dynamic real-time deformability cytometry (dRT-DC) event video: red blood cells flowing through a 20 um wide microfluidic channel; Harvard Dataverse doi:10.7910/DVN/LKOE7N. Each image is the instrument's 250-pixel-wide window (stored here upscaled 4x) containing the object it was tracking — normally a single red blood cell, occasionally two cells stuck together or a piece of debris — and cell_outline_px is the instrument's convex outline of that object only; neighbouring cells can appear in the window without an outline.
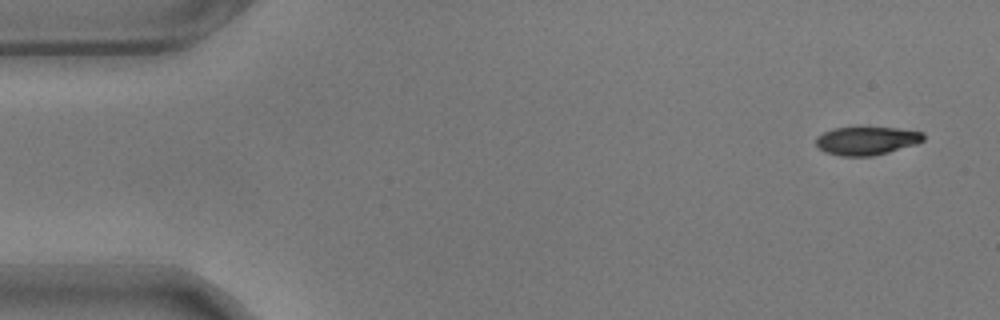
{"species": "common noctule bat (a hibernating species)", "species_latin": "Nyctalus noctula", "temperature_condition": "warm", "stored_images_in_passage": 55, "camera_frame_rate_fps": 3000, "um_per_image_px": 0.085, "animal": {"sex": "male", "body_mass_g": 17.9}, "frame": {"image": 1, "passage_image": 1, "time_ms": 0.0, "image_size_px": [1000, 320], "cell_outline_px": [[924, 140], [916, 144], [888, 152], [872, 156], [840, 156], [824, 152], [816, 144], [816, 136], [832, 128], [896, 128], [924, 132]], "centroid_in_image_um": [73.65, 11.97], "position_along_channel_um": 11.3, "area_um2": 17.63}}
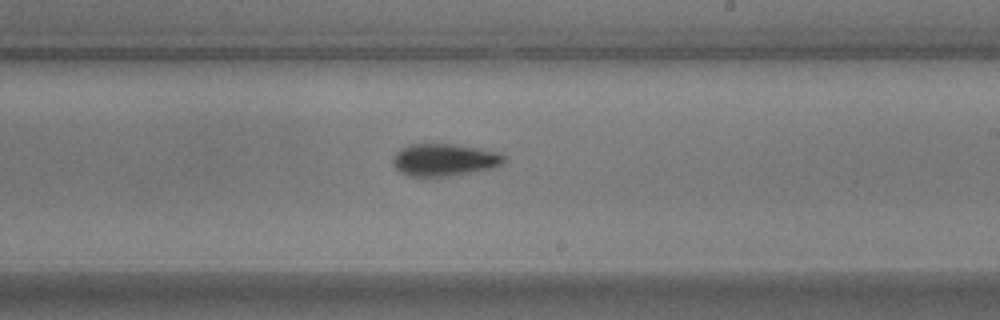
{"frame": {"image": 2, "passage_image": 31, "time_ms": 10.0, "image_size_px": [1000, 320], "cell_outline_px": [[504, 164], [492, 168], [448, 176], [408, 176], [400, 172], [392, 164], [392, 156], [400, 148], [408, 144], [452, 144], [480, 148], [496, 152], [504, 156]], "centroid_in_image_um": [37.72, 13.58], "position_along_channel_um": 251.3, "area_um2": 20.92}}
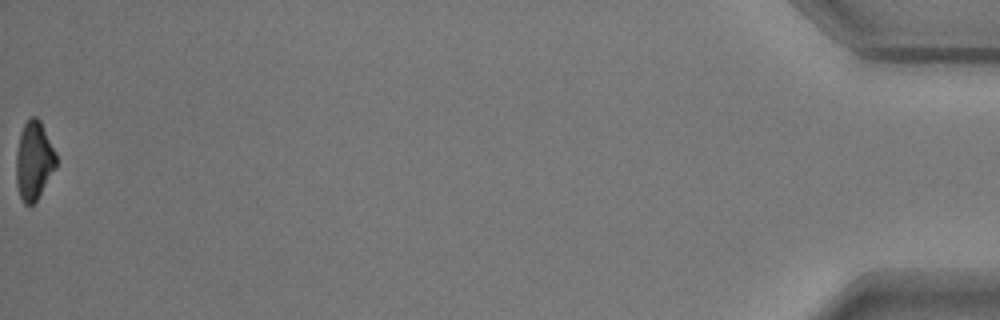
{"frame": {"image": 3, "passage_image": 55, "time_ms": 18.0, "image_size_px": [1000, 320], "cell_outline_px": [[56, 168], [36, 200], [32, 204], [24, 204], [20, 196], [16, 184], [16, 152], [20, 132], [24, 124], [32, 116], [36, 116], [40, 120], [56, 152]], "centroid_in_image_um": [2.88, 13.63], "position_along_channel_um": 432.3, "area_um2": 18.26}, "authors_computed_cell_mechanics": {"area_um2": 20.1144, "velocity_mm_per_s": 3.5478, "shape_relaxation_time_tau1_ms": 3.2663, "shape_relaxation_time_tau2_ms": 2.836, "deformation_change_tau1": 0.1617, "deformation_change_tau2": 0.0986}}